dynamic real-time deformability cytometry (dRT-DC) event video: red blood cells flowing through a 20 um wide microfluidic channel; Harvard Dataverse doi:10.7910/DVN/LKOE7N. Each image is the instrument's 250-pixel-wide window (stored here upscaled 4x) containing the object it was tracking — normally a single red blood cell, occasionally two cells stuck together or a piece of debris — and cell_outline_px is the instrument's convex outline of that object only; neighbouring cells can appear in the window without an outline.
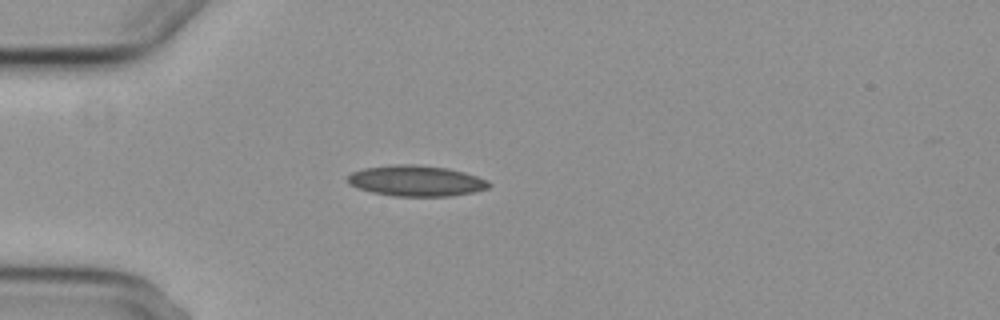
{"species": "common noctule bat (a hibernating species)", "species_latin": "Nyctalus noctula", "temperature_condition": "cold", "stored_images_in_passage": 5, "camera_frame_rate_fps": 3000, "um_per_image_px": 0.085, "animal": {"sex": "female", "body_mass_g": 29.2, "forearm_length_mm": 56.3}, "frame": {"image": 1, "passage_image": 5, "time_ms": 5.333, "image_size_px": [1000, 320], "cell_outline_px": [[492, 184], [488, 188], [476, 192], [452, 196], [392, 196], [372, 192], [356, 188], [348, 184], [348, 176], [352, 172], [364, 168], [400, 164], [412, 164], [448, 168], [464, 172], [488, 180]], "centroid_in_image_um": [35.39, 15.38], "position_along_channel_um": 49.6, "area_um2": 25.43}}